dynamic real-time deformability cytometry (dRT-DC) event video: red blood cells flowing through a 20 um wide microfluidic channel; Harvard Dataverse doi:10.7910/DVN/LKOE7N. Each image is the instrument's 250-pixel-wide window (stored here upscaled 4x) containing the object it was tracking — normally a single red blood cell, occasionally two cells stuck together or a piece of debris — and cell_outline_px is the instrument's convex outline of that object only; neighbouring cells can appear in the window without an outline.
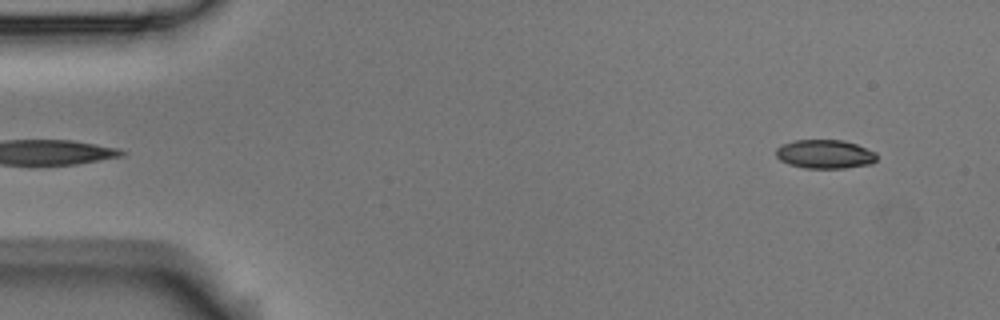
{"species": "Egyptian fruit bat (a non-hibernating species)", "species_latin": "Rousettus aegyptiacus", "temperature_condition": "room temperature", "stored_images_in_passage": 54, "camera_frame_rate_fps": 3000, "um_per_image_px": 0.085, "animal": {"sex": "male"}, "frame": {"image": 1, "passage_image": 2, "time_ms": 0.333, "image_size_px": [1000, 320], "cell_outline_px": [[876, 160], [872, 164], [844, 168], [804, 168], [788, 164], [780, 160], [776, 156], [776, 148], [784, 144], [796, 140], [844, 140], [856, 144], [876, 152]], "centroid_in_image_um": [70.12, 13.11], "position_along_channel_um": 14.9, "area_um2": 16.94}}
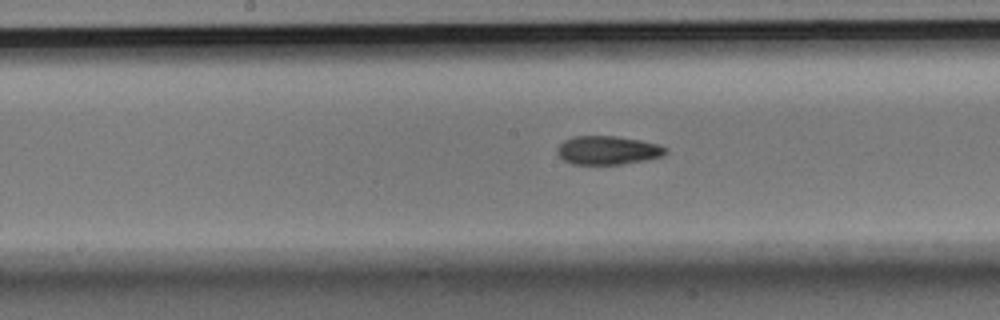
{"frame": {"image": 2, "passage_image": 26, "time_ms": 8.333, "image_size_px": [1000, 320], "cell_outline_px": [[668, 152], [664, 156], [644, 160], [620, 164], [572, 164], [564, 160], [556, 152], [556, 148], [564, 140], [576, 136], [616, 136], [640, 140], [660, 144], [668, 148]], "centroid_in_image_um": [51.69, 12.77], "position_along_channel_um": 196.5, "area_um2": 18.15}}
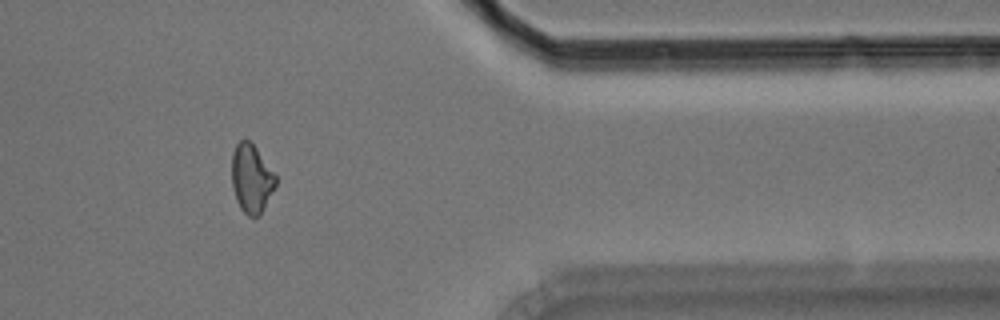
{"frame": {"image": 3, "passage_image": 44, "time_ms": 14.333, "image_size_px": [1000, 320], "cell_outline_px": [[276, 184], [260, 216], [248, 216], [240, 208], [236, 200], [232, 188], [232, 152], [236, 144], [240, 140], [248, 140], [256, 148], [276, 176]], "centroid_in_image_um": [21.35, 15.19], "position_along_channel_um": 390.0, "area_um2": 17.4}, "authors_computed_cell_mechanics": {"area_um2": 17.7735, "velocity_mm_per_s": 3.5588, "shape_relaxation_time_tau1_ms": null, "shape_relaxation_time_tau2_ms": 3.1718, "deformation_change_tau1": null, "deformation_change_tau2": 0.0959}}